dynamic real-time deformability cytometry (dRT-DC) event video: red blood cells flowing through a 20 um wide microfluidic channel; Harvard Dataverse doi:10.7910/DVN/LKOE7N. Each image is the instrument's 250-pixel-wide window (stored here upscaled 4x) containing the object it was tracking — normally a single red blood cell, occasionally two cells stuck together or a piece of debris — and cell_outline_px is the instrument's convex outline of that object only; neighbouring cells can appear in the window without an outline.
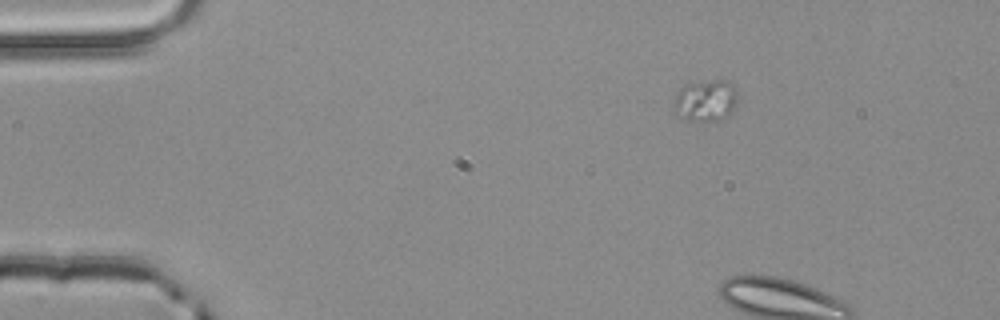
{"species": "common noctule bat (a hibernating species)", "species_latin": "Nyctalus noctula", "temperature_condition": "room temperature", "stored_images_in_passage": 4, "camera_frame_rate_fps": 3000, "um_per_image_px": 0.085, "animal": {"sex": "male", "body_mass_g": 20.4}, "frame": {"image": 1, "passage_image": 1, "time_ms": 0.0, "image_size_px": [1000, 320], "cell_outline_px": [[736, 108], [732, 112], [716, 120], [688, 120], [676, 112], [672, 108], [676, 96], [680, 88], [684, 84], [712, 80], [724, 80], [732, 84], [736, 100]], "centroid_in_image_um": [59.96, 8.53], "position_along_channel_um": 25.0, "area_um2": 15.09}}